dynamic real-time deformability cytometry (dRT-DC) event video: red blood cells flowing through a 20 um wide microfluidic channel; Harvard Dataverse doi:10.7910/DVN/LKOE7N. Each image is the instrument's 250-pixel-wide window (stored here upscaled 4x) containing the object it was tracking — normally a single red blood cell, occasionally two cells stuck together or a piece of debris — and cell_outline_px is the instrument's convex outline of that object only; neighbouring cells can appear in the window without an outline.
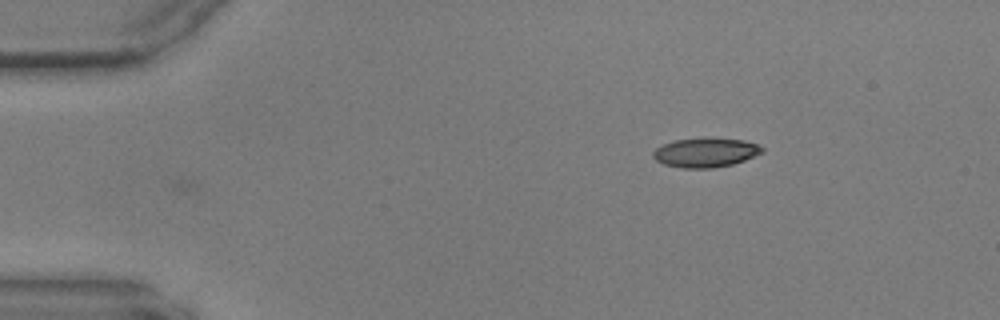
{"species": "common noctule bat (a hibernating species)", "species_latin": "Nyctalus noctula", "temperature_condition": "warm", "stored_images_in_passage": 46, "camera_frame_rate_fps": 3000, "um_per_image_px": 0.085, "animal": {"sex": "male", "body_mass_g": 17.9, "forearm_length_mm": 54.2}, "frame": {"image": 1, "passage_image": 1, "time_ms": 0.0, "image_size_px": [1000, 320], "cell_outline_px": [[764, 152], [744, 160], [732, 164], [712, 168], [680, 168], [664, 164], [656, 160], [652, 156], [652, 152], [656, 148], [672, 140], [704, 136], [744, 140], [756, 144], [764, 148]], "centroid_in_image_um": [59.95, 12.94], "position_along_channel_um": 25.0, "area_um2": 19.02}}
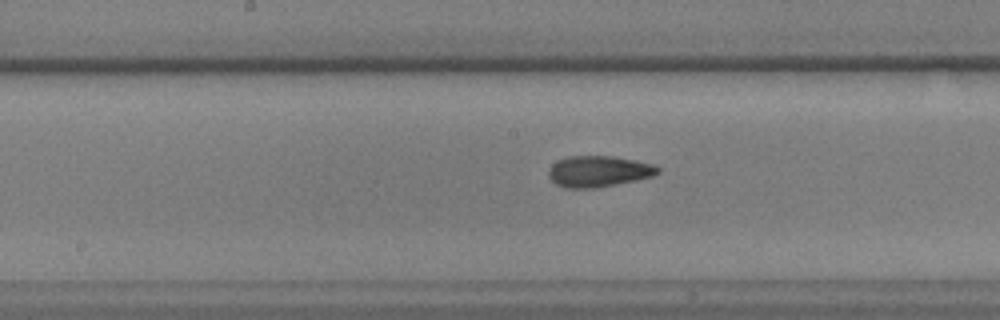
{"frame": {"image": 2, "passage_image": 22, "time_ms": 7.0, "image_size_px": [1000, 320], "cell_outline_px": [[660, 172], [652, 176], [636, 180], [596, 188], [568, 188], [556, 184], [548, 176], [548, 168], [552, 164], [568, 156], [612, 156], [636, 160], [656, 164], [660, 168]], "centroid_in_image_um": [50.9, 14.56], "position_along_channel_um": 197.3, "area_um2": 19.88}}
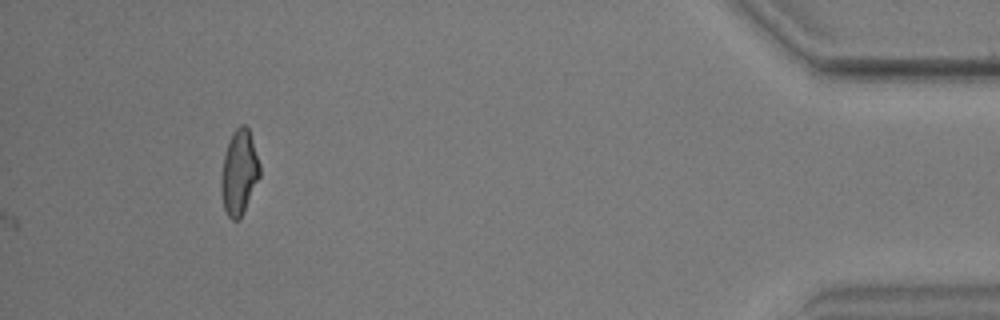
{"frame": {"image": 3, "passage_image": 46, "time_ms": 15.0, "image_size_px": [1000, 320], "cell_outline_px": [[260, 176], [244, 212], [240, 220], [232, 220], [228, 216], [224, 208], [220, 192], [220, 180], [224, 156], [232, 132], [240, 124], [244, 124], [248, 128], [260, 164]], "centroid_in_image_um": [20.32, 14.69], "position_along_channel_um": 414.9, "area_um2": 19.13}}